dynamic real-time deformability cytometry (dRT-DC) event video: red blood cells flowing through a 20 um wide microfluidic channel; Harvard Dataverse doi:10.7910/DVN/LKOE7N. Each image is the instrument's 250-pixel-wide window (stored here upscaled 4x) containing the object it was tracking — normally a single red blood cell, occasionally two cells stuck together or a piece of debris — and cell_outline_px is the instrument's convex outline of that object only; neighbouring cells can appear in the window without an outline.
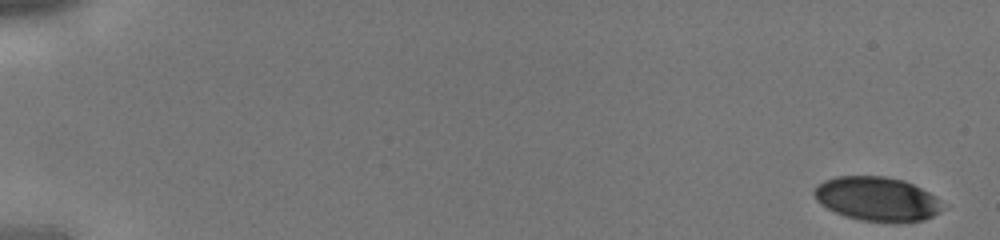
{"species": "human", "species_latin": "Homo sapiens", "temperature_condition": "cold", "stored_images_in_passage": 6, "camera_frame_rate_fps": 3000, "um_per_image_px": 0.085, "donor": {"sex": "male"}, "frame": {"image": 1, "passage_image": 1, "time_ms": 0.0, "image_size_px": [1000, 240], "cell_outline_px": [[944, 208], [940, 212], [924, 220], [896, 224], [892, 224], [860, 220], [844, 216], [820, 204], [816, 200], [812, 192], [816, 184], [824, 180], [836, 176], [884, 176], [904, 180], [936, 196], [940, 200]], "centroid_in_image_um": [74.54, 16.93], "position_along_channel_um": 10.5, "area_um2": 33.64}}
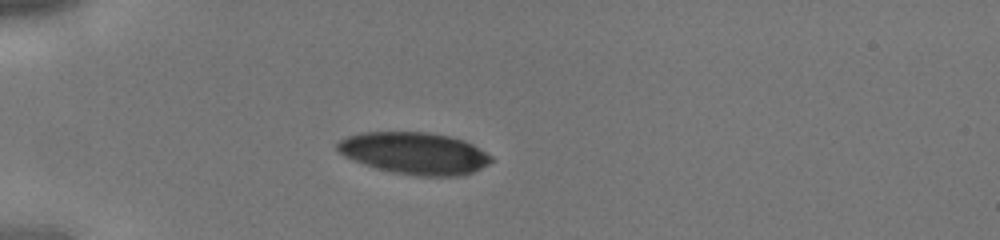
{"frame": {"image": 2, "passage_image": 5, "time_ms": 1.333, "image_size_px": [1000, 240], "cell_outline_px": [[492, 160], [488, 164], [464, 176], [416, 176], [392, 172], [376, 168], [352, 160], [344, 156], [336, 148], [336, 144], [340, 140], [348, 136], [360, 132], [428, 132], [448, 136], [464, 140], [472, 144], [492, 156]], "centroid_in_image_um": [35.22, 13.03], "position_along_channel_um": 49.8, "area_um2": 37.63}}